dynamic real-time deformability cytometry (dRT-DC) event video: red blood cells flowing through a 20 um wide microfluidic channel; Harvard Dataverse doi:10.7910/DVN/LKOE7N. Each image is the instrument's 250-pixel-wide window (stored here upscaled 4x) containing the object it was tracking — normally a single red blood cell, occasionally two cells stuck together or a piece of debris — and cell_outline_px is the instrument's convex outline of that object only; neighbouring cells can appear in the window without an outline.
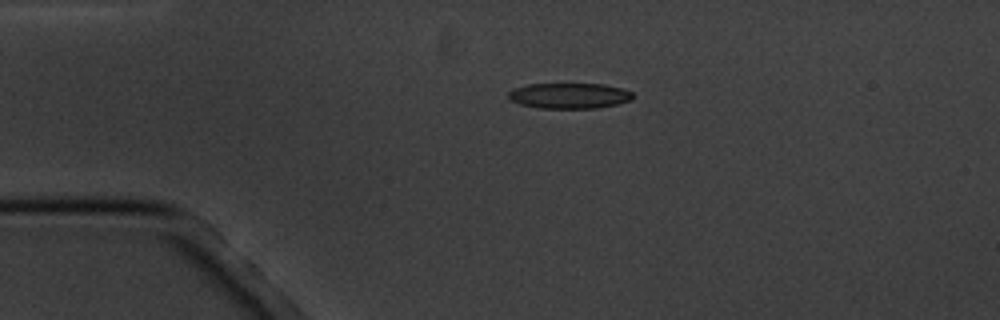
{"species": "common noctule bat (a hibernating species)", "species_latin": "Nyctalus noctula", "temperature_condition": "cold", "stored_images_in_passage": 3, "camera_frame_rate_fps": 3000, "um_per_image_px": 0.085, "animal": {"sex": "male", "body_mass_g": 20.1, "forearm_length_mm": 53.5}, "frame": {"image": 1, "passage_image": 1, "time_ms": 0.0, "image_size_px": [1000, 320], "cell_outline_px": [[632, 100], [616, 104], [596, 108], [540, 108], [520, 104], [512, 100], [508, 96], [508, 92], [512, 88], [528, 84], [604, 84], [624, 88], [632, 92]], "centroid_in_image_um": [48.4, 8.13], "position_along_channel_um": 36.6, "area_um2": 18.55}}
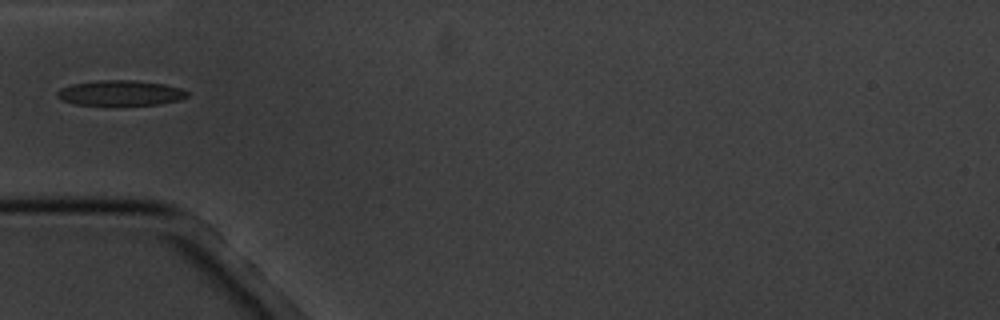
{"frame": {"image": 2, "passage_image": 3, "time_ms": 2.0, "image_size_px": [1000, 320], "cell_outline_px": [[188, 96], [180, 100], [160, 104], [76, 104], [60, 100], [56, 96], [56, 92], [60, 88], [72, 84], [100, 80], [132, 80], [164, 84], [180, 88], [188, 92]], "centroid_in_image_um": [10.22, 7.89], "position_along_channel_um": 74.8, "area_um2": 18.9}}